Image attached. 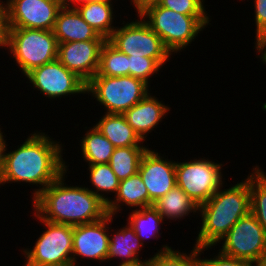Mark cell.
<instances>
[{"instance_id": "f35d334b", "label": "cell", "mask_w": 266, "mask_h": 266, "mask_svg": "<svg viewBox=\"0 0 266 266\" xmlns=\"http://www.w3.org/2000/svg\"><path fill=\"white\" fill-rule=\"evenodd\" d=\"M117 266H148V264L146 260H141L134 263L117 264Z\"/></svg>"}, {"instance_id": "f1b7e54d", "label": "cell", "mask_w": 266, "mask_h": 266, "mask_svg": "<svg viewBox=\"0 0 266 266\" xmlns=\"http://www.w3.org/2000/svg\"><path fill=\"white\" fill-rule=\"evenodd\" d=\"M129 75L128 55L120 52L108 40L100 51L99 69L95 76H127Z\"/></svg>"}, {"instance_id": "74e56055", "label": "cell", "mask_w": 266, "mask_h": 266, "mask_svg": "<svg viewBox=\"0 0 266 266\" xmlns=\"http://www.w3.org/2000/svg\"><path fill=\"white\" fill-rule=\"evenodd\" d=\"M82 0H57L61 7H75L80 4Z\"/></svg>"}, {"instance_id": "6da1fadb", "label": "cell", "mask_w": 266, "mask_h": 266, "mask_svg": "<svg viewBox=\"0 0 266 266\" xmlns=\"http://www.w3.org/2000/svg\"><path fill=\"white\" fill-rule=\"evenodd\" d=\"M54 139L48 132L32 131L22 144L15 146V150H12L13 147L10 152L6 149L0 188L6 183L28 184L32 185V189L35 185L31 191L33 200L54 182L67 170V162L63 159L65 145Z\"/></svg>"}, {"instance_id": "4dcf8cb0", "label": "cell", "mask_w": 266, "mask_h": 266, "mask_svg": "<svg viewBox=\"0 0 266 266\" xmlns=\"http://www.w3.org/2000/svg\"><path fill=\"white\" fill-rule=\"evenodd\" d=\"M158 3L162 7L184 15H209L204 4L205 0H160Z\"/></svg>"}, {"instance_id": "b9f144b4", "label": "cell", "mask_w": 266, "mask_h": 266, "mask_svg": "<svg viewBox=\"0 0 266 266\" xmlns=\"http://www.w3.org/2000/svg\"><path fill=\"white\" fill-rule=\"evenodd\" d=\"M22 266H50V265H22ZM59 266H73V265L68 264V265H59Z\"/></svg>"}, {"instance_id": "5bb4252c", "label": "cell", "mask_w": 266, "mask_h": 266, "mask_svg": "<svg viewBox=\"0 0 266 266\" xmlns=\"http://www.w3.org/2000/svg\"><path fill=\"white\" fill-rule=\"evenodd\" d=\"M176 161L148 148L142 155L138 172L147 187L149 206L168 193L176 184Z\"/></svg>"}, {"instance_id": "8d00e7d4", "label": "cell", "mask_w": 266, "mask_h": 266, "mask_svg": "<svg viewBox=\"0 0 266 266\" xmlns=\"http://www.w3.org/2000/svg\"><path fill=\"white\" fill-rule=\"evenodd\" d=\"M160 0H130V4L136 10V14L138 15L141 11H143L147 6L158 3Z\"/></svg>"}, {"instance_id": "836d02e7", "label": "cell", "mask_w": 266, "mask_h": 266, "mask_svg": "<svg viewBox=\"0 0 266 266\" xmlns=\"http://www.w3.org/2000/svg\"><path fill=\"white\" fill-rule=\"evenodd\" d=\"M8 35L7 5L5 0H0V49L6 47Z\"/></svg>"}, {"instance_id": "cb8c5ba5", "label": "cell", "mask_w": 266, "mask_h": 266, "mask_svg": "<svg viewBox=\"0 0 266 266\" xmlns=\"http://www.w3.org/2000/svg\"><path fill=\"white\" fill-rule=\"evenodd\" d=\"M127 216L129 217H127L126 221L145 246L147 245L144 242L149 239L151 240V238L152 240H159L158 238L162 235V232L160 233L161 225L163 226L165 222L153 205L138 210H131Z\"/></svg>"}, {"instance_id": "7c38bea8", "label": "cell", "mask_w": 266, "mask_h": 266, "mask_svg": "<svg viewBox=\"0 0 266 266\" xmlns=\"http://www.w3.org/2000/svg\"><path fill=\"white\" fill-rule=\"evenodd\" d=\"M8 28L53 30L62 8L57 0H5Z\"/></svg>"}, {"instance_id": "7402d4cb", "label": "cell", "mask_w": 266, "mask_h": 266, "mask_svg": "<svg viewBox=\"0 0 266 266\" xmlns=\"http://www.w3.org/2000/svg\"><path fill=\"white\" fill-rule=\"evenodd\" d=\"M114 1L110 2H88L80 3L74 8L78 11L80 16L86 21L96 32L108 40L113 31L117 28L116 24V8Z\"/></svg>"}, {"instance_id": "f546056e", "label": "cell", "mask_w": 266, "mask_h": 266, "mask_svg": "<svg viewBox=\"0 0 266 266\" xmlns=\"http://www.w3.org/2000/svg\"><path fill=\"white\" fill-rule=\"evenodd\" d=\"M128 67L130 76L143 80L149 86H151L152 76L159 75V72L163 70L162 66L152 58L133 57L132 55L128 56Z\"/></svg>"}, {"instance_id": "5b68a950", "label": "cell", "mask_w": 266, "mask_h": 266, "mask_svg": "<svg viewBox=\"0 0 266 266\" xmlns=\"http://www.w3.org/2000/svg\"><path fill=\"white\" fill-rule=\"evenodd\" d=\"M6 49L25 76L57 59L58 42L52 30L8 28Z\"/></svg>"}, {"instance_id": "d4e9b609", "label": "cell", "mask_w": 266, "mask_h": 266, "mask_svg": "<svg viewBox=\"0 0 266 266\" xmlns=\"http://www.w3.org/2000/svg\"><path fill=\"white\" fill-rule=\"evenodd\" d=\"M87 166L86 169L89 171L87 173L89 175L88 179L89 183H91L87 188L104 203L108 204L112 199L111 195L117 194L120 180L116 177L108 163ZM107 195L110 196L108 197Z\"/></svg>"}, {"instance_id": "3957f363", "label": "cell", "mask_w": 266, "mask_h": 266, "mask_svg": "<svg viewBox=\"0 0 266 266\" xmlns=\"http://www.w3.org/2000/svg\"><path fill=\"white\" fill-rule=\"evenodd\" d=\"M224 186L223 183L207 202L199 206L201 222L193 244L198 248L218 246L232 226L250 213L249 174L241 182L230 184L229 188Z\"/></svg>"}, {"instance_id": "60d3db41", "label": "cell", "mask_w": 266, "mask_h": 266, "mask_svg": "<svg viewBox=\"0 0 266 266\" xmlns=\"http://www.w3.org/2000/svg\"><path fill=\"white\" fill-rule=\"evenodd\" d=\"M260 266H266V250H265V253H264V257L261 261V263L259 264Z\"/></svg>"}, {"instance_id": "9a60e30c", "label": "cell", "mask_w": 266, "mask_h": 266, "mask_svg": "<svg viewBox=\"0 0 266 266\" xmlns=\"http://www.w3.org/2000/svg\"><path fill=\"white\" fill-rule=\"evenodd\" d=\"M106 40L58 43L57 59L88 83L98 72L100 51Z\"/></svg>"}, {"instance_id": "4fadbf2b", "label": "cell", "mask_w": 266, "mask_h": 266, "mask_svg": "<svg viewBox=\"0 0 266 266\" xmlns=\"http://www.w3.org/2000/svg\"><path fill=\"white\" fill-rule=\"evenodd\" d=\"M110 214L102 219L73 226L72 265L79 266L78 258L106 263L109 248ZM85 258V259H84Z\"/></svg>"}, {"instance_id": "8fae6325", "label": "cell", "mask_w": 266, "mask_h": 266, "mask_svg": "<svg viewBox=\"0 0 266 266\" xmlns=\"http://www.w3.org/2000/svg\"><path fill=\"white\" fill-rule=\"evenodd\" d=\"M24 77L28 80L26 83L33 86V91H40L42 98L44 96L50 101H57V98L61 101L62 97H70V100L78 94L87 95V83L58 59L31 70Z\"/></svg>"}, {"instance_id": "d6a6232c", "label": "cell", "mask_w": 266, "mask_h": 266, "mask_svg": "<svg viewBox=\"0 0 266 266\" xmlns=\"http://www.w3.org/2000/svg\"><path fill=\"white\" fill-rule=\"evenodd\" d=\"M243 1V0H241ZM255 22V39L266 31V0H253Z\"/></svg>"}, {"instance_id": "30bf717a", "label": "cell", "mask_w": 266, "mask_h": 266, "mask_svg": "<svg viewBox=\"0 0 266 266\" xmlns=\"http://www.w3.org/2000/svg\"><path fill=\"white\" fill-rule=\"evenodd\" d=\"M217 251L259 265L266 250V231L250 212L240 218L218 242Z\"/></svg>"}, {"instance_id": "d590c367", "label": "cell", "mask_w": 266, "mask_h": 266, "mask_svg": "<svg viewBox=\"0 0 266 266\" xmlns=\"http://www.w3.org/2000/svg\"><path fill=\"white\" fill-rule=\"evenodd\" d=\"M6 136L7 135H5V132L2 131V127L0 125V183L4 174L5 153L8 147V145L6 144L7 140L5 139Z\"/></svg>"}, {"instance_id": "1f68e13d", "label": "cell", "mask_w": 266, "mask_h": 266, "mask_svg": "<svg viewBox=\"0 0 266 266\" xmlns=\"http://www.w3.org/2000/svg\"><path fill=\"white\" fill-rule=\"evenodd\" d=\"M215 250V247H202L199 248V260H200V266H258L254 262L245 260V259H237L234 257H230L227 255L222 254L220 251H216V255L211 256V258H206L203 256L201 258L202 253L204 255V252L208 249Z\"/></svg>"}, {"instance_id": "ab89813d", "label": "cell", "mask_w": 266, "mask_h": 266, "mask_svg": "<svg viewBox=\"0 0 266 266\" xmlns=\"http://www.w3.org/2000/svg\"><path fill=\"white\" fill-rule=\"evenodd\" d=\"M110 1H115L114 3L116 4V1L118 3V0H82L81 3H88V2H110Z\"/></svg>"}, {"instance_id": "44dd1931", "label": "cell", "mask_w": 266, "mask_h": 266, "mask_svg": "<svg viewBox=\"0 0 266 266\" xmlns=\"http://www.w3.org/2000/svg\"><path fill=\"white\" fill-rule=\"evenodd\" d=\"M153 206L160 213L163 220L169 221V223L172 220L174 222L178 219L179 222V220H184L186 217H194V214L198 217L199 206L177 185L155 201ZM191 213L193 214L191 215Z\"/></svg>"}, {"instance_id": "d6986e66", "label": "cell", "mask_w": 266, "mask_h": 266, "mask_svg": "<svg viewBox=\"0 0 266 266\" xmlns=\"http://www.w3.org/2000/svg\"><path fill=\"white\" fill-rule=\"evenodd\" d=\"M112 198L107 204V212L116 219V215L124 210L123 206L128 208L126 210H131V208L132 210H138L149 206L148 190L139 172L121 180L117 194Z\"/></svg>"}, {"instance_id": "e575fe53", "label": "cell", "mask_w": 266, "mask_h": 266, "mask_svg": "<svg viewBox=\"0 0 266 266\" xmlns=\"http://www.w3.org/2000/svg\"><path fill=\"white\" fill-rule=\"evenodd\" d=\"M254 41L255 46H253V49H255L254 52H256V54L258 53V55H256V58H260L261 62L266 65V31L263 32Z\"/></svg>"}, {"instance_id": "52a82bcc", "label": "cell", "mask_w": 266, "mask_h": 266, "mask_svg": "<svg viewBox=\"0 0 266 266\" xmlns=\"http://www.w3.org/2000/svg\"><path fill=\"white\" fill-rule=\"evenodd\" d=\"M35 219L43 225L31 249L22 247L23 265H68L72 264L73 226L45 221L33 212Z\"/></svg>"}, {"instance_id": "e0dca14e", "label": "cell", "mask_w": 266, "mask_h": 266, "mask_svg": "<svg viewBox=\"0 0 266 266\" xmlns=\"http://www.w3.org/2000/svg\"><path fill=\"white\" fill-rule=\"evenodd\" d=\"M114 216L110 215L109 227V248L106 262L112 260L119 261L118 264L134 263L141 260L148 261L149 258H143L140 253L145 245L140 241L133 228L126 222L123 227L113 228ZM113 228V229H112ZM141 255V256H139ZM119 259V260H118Z\"/></svg>"}, {"instance_id": "484cf974", "label": "cell", "mask_w": 266, "mask_h": 266, "mask_svg": "<svg viewBox=\"0 0 266 266\" xmlns=\"http://www.w3.org/2000/svg\"><path fill=\"white\" fill-rule=\"evenodd\" d=\"M149 148L146 146H128L114 148L109 165L116 177L121 181L138 172L142 155Z\"/></svg>"}, {"instance_id": "ba28073f", "label": "cell", "mask_w": 266, "mask_h": 266, "mask_svg": "<svg viewBox=\"0 0 266 266\" xmlns=\"http://www.w3.org/2000/svg\"><path fill=\"white\" fill-rule=\"evenodd\" d=\"M136 16L131 22L120 20L122 26L117 25L108 41L128 56L152 58L163 67L173 55L142 17Z\"/></svg>"}, {"instance_id": "ffe728a7", "label": "cell", "mask_w": 266, "mask_h": 266, "mask_svg": "<svg viewBox=\"0 0 266 266\" xmlns=\"http://www.w3.org/2000/svg\"><path fill=\"white\" fill-rule=\"evenodd\" d=\"M94 126L117 147L145 146L144 141L127 123L123 114L103 113Z\"/></svg>"}, {"instance_id": "8992f818", "label": "cell", "mask_w": 266, "mask_h": 266, "mask_svg": "<svg viewBox=\"0 0 266 266\" xmlns=\"http://www.w3.org/2000/svg\"><path fill=\"white\" fill-rule=\"evenodd\" d=\"M143 80L127 76H94L86 87V94L104 106L105 113L123 114L152 89ZM150 89V90H149ZM90 94V95H89Z\"/></svg>"}, {"instance_id": "277c9868", "label": "cell", "mask_w": 266, "mask_h": 266, "mask_svg": "<svg viewBox=\"0 0 266 266\" xmlns=\"http://www.w3.org/2000/svg\"><path fill=\"white\" fill-rule=\"evenodd\" d=\"M142 19L161 38L173 55L185 51L211 23L210 15H184L162 7L159 3L147 6L139 13Z\"/></svg>"}, {"instance_id": "83f0119b", "label": "cell", "mask_w": 266, "mask_h": 266, "mask_svg": "<svg viewBox=\"0 0 266 266\" xmlns=\"http://www.w3.org/2000/svg\"><path fill=\"white\" fill-rule=\"evenodd\" d=\"M161 246L153 256L150 255L148 266H200L198 247L193 246L187 253L186 250H175L168 244Z\"/></svg>"}, {"instance_id": "9c48e42d", "label": "cell", "mask_w": 266, "mask_h": 266, "mask_svg": "<svg viewBox=\"0 0 266 266\" xmlns=\"http://www.w3.org/2000/svg\"><path fill=\"white\" fill-rule=\"evenodd\" d=\"M223 166L222 162L215 163V160L199 156L190 161H176V184L200 206L225 183Z\"/></svg>"}, {"instance_id": "7a4b0ae2", "label": "cell", "mask_w": 266, "mask_h": 266, "mask_svg": "<svg viewBox=\"0 0 266 266\" xmlns=\"http://www.w3.org/2000/svg\"><path fill=\"white\" fill-rule=\"evenodd\" d=\"M68 167L67 163V170L31 201L32 210L45 221L71 226L105 217L108 214L107 204L85 184L70 186L65 183Z\"/></svg>"}, {"instance_id": "4316f807", "label": "cell", "mask_w": 266, "mask_h": 266, "mask_svg": "<svg viewBox=\"0 0 266 266\" xmlns=\"http://www.w3.org/2000/svg\"><path fill=\"white\" fill-rule=\"evenodd\" d=\"M250 212L266 231V172L256 164L249 173Z\"/></svg>"}, {"instance_id": "603a6c76", "label": "cell", "mask_w": 266, "mask_h": 266, "mask_svg": "<svg viewBox=\"0 0 266 266\" xmlns=\"http://www.w3.org/2000/svg\"><path fill=\"white\" fill-rule=\"evenodd\" d=\"M88 128V129H87ZM85 134L79 141V152L85 165H94L101 163H109L113 154V144L93 125L92 127H84ZM87 163V164H86Z\"/></svg>"}, {"instance_id": "ac0fdd59", "label": "cell", "mask_w": 266, "mask_h": 266, "mask_svg": "<svg viewBox=\"0 0 266 266\" xmlns=\"http://www.w3.org/2000/svg\"><path fill=\"white\" fill-rule=\"evenodd\" d=\"M52 31L58 43L106 40L83 20L74 7H62L59 10Z\"/></svg>"}, {"instance_id": "2e32d148", "label": "cell", "mask_w": 266, "mask_h": 266, "mask_svg": "<svg viewBox=\"0 0 266 266\" xmlns=\"http://www.w3.org/2000/svg\"><path fill=\"white\" fill-rule=\"evenodd\" d=\"M153 93H148L141 101L123 113L127 123L138 136L145 141L152 131H156L159 123L163 121L171 111L170 105H165Z\"/></svg>"}]
</instances>
